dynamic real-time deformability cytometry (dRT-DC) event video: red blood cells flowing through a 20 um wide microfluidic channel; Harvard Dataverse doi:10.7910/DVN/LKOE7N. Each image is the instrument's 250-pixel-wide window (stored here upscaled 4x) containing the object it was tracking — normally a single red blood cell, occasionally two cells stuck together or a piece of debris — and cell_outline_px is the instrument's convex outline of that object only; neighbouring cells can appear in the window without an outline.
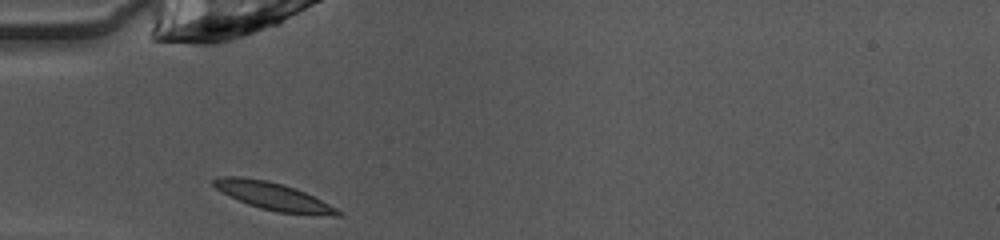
{"species": "common noctule bat (a hibernating species)", "species_latin": "Nyctalus noctula", "temperature_condition": "warm", "stored_images_in_passage": 28, "camera_frame_rate_fps": 3000, "um_per_image_px": 0.085, "animal": {"sex": "female", "body_mass_g": 10.0, "forearm_length_mm": 53.1}, "frame": {"image": 1, "passage_image": 1, "time_ms": 0.0, "image_size_px": [1000, 240], "cell_outline_px": [[344, 212], [340, 216], [336, 216], [276, 212], [260, 208], [248, 204], [216, 188], [212, 184], [212, 180], [220, 176], [240, 176], [264, 180], [284, 184], [304, 192]], "centroid_in_image_um": [23.24, 16.68], "position_along_channel_um": 61.8, "area_um2": 19.59}}
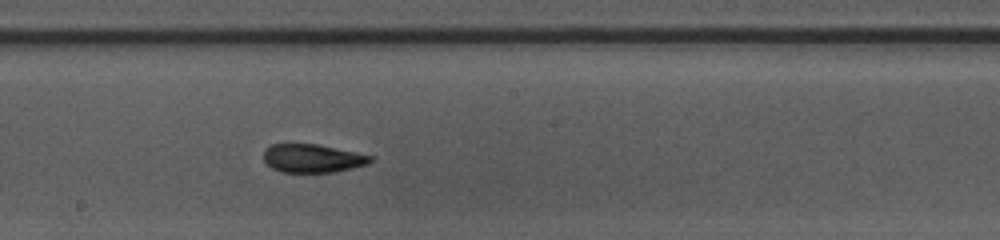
{"frame": {"image": 2, "passage_image": 13, "time_ms": 4.0, "image_size_px": [1000, 240], "cell_outline_px": [[372, 160], [368, 164], [336, 172], [280, 172], [272, 168], [264, 160], [264, 148], [268, 144], [316, 144], [356, 152], [372, 156]], "centroid_in_image_um": [26.54, 13.45], "position_along_channel_um": 221.7, "area_um2": 17.69}}
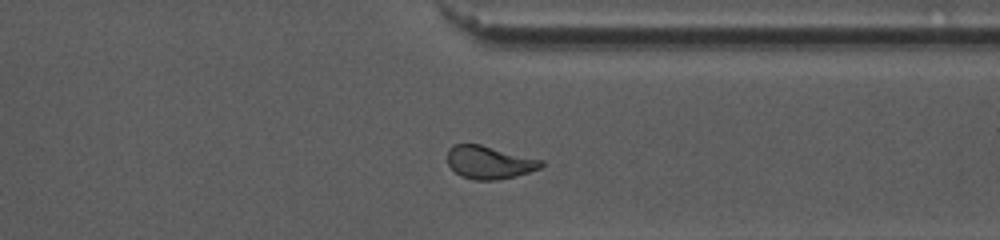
{"frame": {"image": 3, "passage_image": 24, "time_ms": 7.667, "image_size_px": [1000, 240], "cell_outline_px": [[544, 164], [540, 168], [516, 176], [496, 180], [476, 180], [460, 176], [448, 164], [448, 148], [452, 144], [480, 144], [544, 160]], "centroid_in_image_um": [41.59, 13.79], "position_along_channel_um": 369.8, "area_um2": 18.03}, "authors_computed_cell_mechanics": {"area_um2": 18.2648, "velocity_mm_per_s": 4.0514, "shape_relaxation_time_tau1_ms": 6.6637, "shape_relaxation_time_tau2_ms": 1.5251, "deformation_change_tau1": 0.2116, "deformation_change_tau2": 0.0689}}